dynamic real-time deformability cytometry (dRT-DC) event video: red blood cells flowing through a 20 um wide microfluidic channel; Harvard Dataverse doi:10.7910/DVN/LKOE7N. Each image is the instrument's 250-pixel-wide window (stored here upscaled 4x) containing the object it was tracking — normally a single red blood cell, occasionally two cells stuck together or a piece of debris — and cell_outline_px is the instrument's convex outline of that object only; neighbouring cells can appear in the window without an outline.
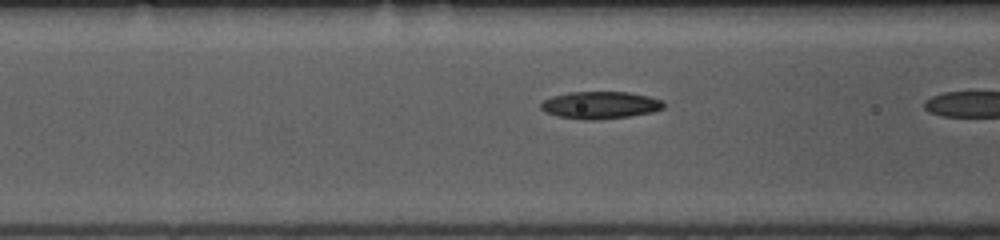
{"species": "common noctule bat (a hibernating species)", "species_latin": "Nyctalus noctula", "temperature_condition": "room temperature", "stored_images_in_passage": 19, "camera_frame_rate_fps": 3000, "um_per_image_px": 0.085, "animal": {"sex": "female", "body_mass_g": 10.0, "forearm_length_mm": 53.1}, "frame": {"image": 1, "passage_image": 18, "time_ms": 5.667, "image_size_px": [1000, 240], "cell_outline_px": [[664, 108], [652, 112], [628, 116], [596, 120], [584, 120], [556, 116], [544, 112], [540, 108], [540, 104], [544, 100], [552, 96], [568, 92], [628, 92], [648, 96], [660, 100], [664, 104]], "centroid_in_image_um": [50.97, 8.94], "position_along_channel_um": 115.6, "area_um2": 19.54}}